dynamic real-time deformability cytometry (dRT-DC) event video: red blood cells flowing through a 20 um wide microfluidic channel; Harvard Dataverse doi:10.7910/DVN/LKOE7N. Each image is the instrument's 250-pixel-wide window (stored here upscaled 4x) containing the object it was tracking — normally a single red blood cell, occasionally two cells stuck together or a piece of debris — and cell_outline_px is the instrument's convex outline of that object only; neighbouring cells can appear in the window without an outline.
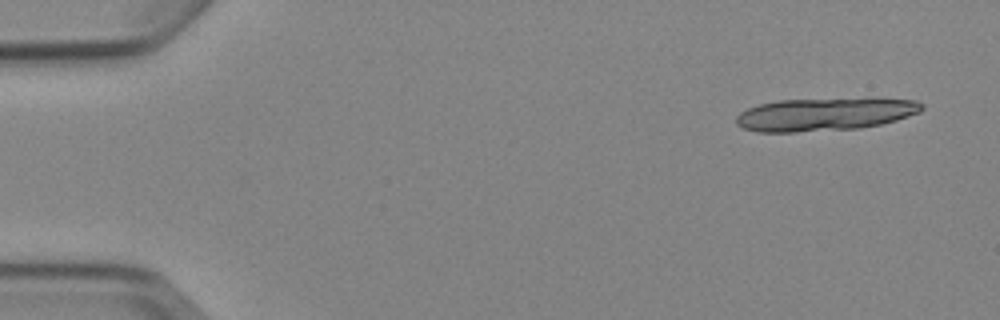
{"species": "Egyptian fruit bat (a non-hibernating species)", "species_latin": "Rousettus aegyptiacus", "temperature_condition": "cold", "stored_images_in_passage": 4, "camera_frame_rate_fps": 3000, "um_per_image_px": 0.085, "animal": {"sex": "female"}, "frame": {"image": 1, "passage_image": 1, "time_ms": 0.0, "image_size_px": [1000, 320], "cell_outline_px": [[924, 108], [920, 112], [896, 120], [880, 124], [860, 128], [796, 132], [756, 132], [744, 128], [736, 124], [736, 116], [740, 112], [748, 108], [760, 104], [780, 100], [916, 100], [924, 104]], "centroid_in_image_um": [70.04, 9.75], "position_along_channel_um": 15.0, "area_um2": 34.68}}